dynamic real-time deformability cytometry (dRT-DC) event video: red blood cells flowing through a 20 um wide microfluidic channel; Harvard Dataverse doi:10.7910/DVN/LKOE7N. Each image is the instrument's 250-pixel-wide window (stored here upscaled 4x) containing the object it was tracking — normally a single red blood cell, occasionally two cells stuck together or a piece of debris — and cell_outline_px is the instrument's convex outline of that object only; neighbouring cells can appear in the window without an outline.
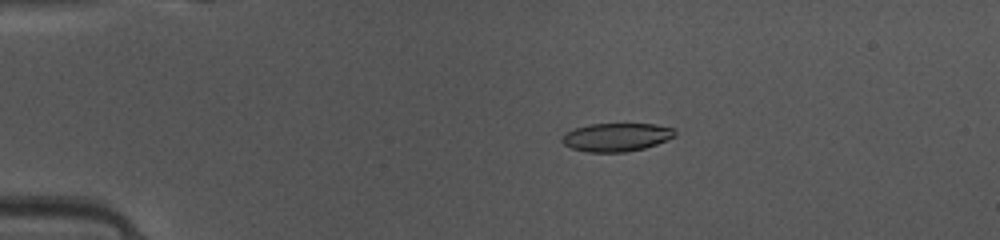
{"species": "common noctule bat (a hibernating species)", "species_latin": "Nyctalus noctula", "temperature_condition": "warm", "stored_images_in_passage": 49, "camera_frame_rate_fps": 3000, "um_per_image_px": 0.085, "animal": {"sex": "female", "body_mass_g": 10.0, "forearm_length_mm": 53.1}, "frame": {"image": 1, "passage_image": 11, "time_ms": 3.333, "image_size_px": [1000, 240], "cell_outline_px": [[676, 136], [668, 140], [644, 148], [624, 152], [588, 152], [572, 148], [564, 144], [560, 140], [564, 132], [576, 128], [592, 124], [656, 124], [672, 128], [676, 132]], "centroid_in_image_um": [52.4, 11.66], "position_along_channel_um": 32.6, "area_um2": 18.61}}
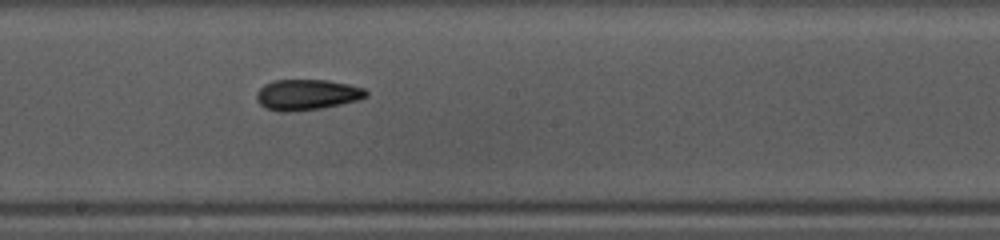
{"frame": {"image": 2, "passage_image": 28, "time_ms": 9.0, "image_size_px": [1000, 240], "cell_outline_px": [[368, 96], [360, 100], [320, 108], [288, 112], [280, 112], [264, 108], [256, 100], [256, 92], [264, 84], [276, 80], [328, 80], [348, 84], [364, 88], [368, 92]], "centroid_in_image_um": [26.08, 8.05], "position_along_channel_um": 222.1, "area_um2": 19.71}}
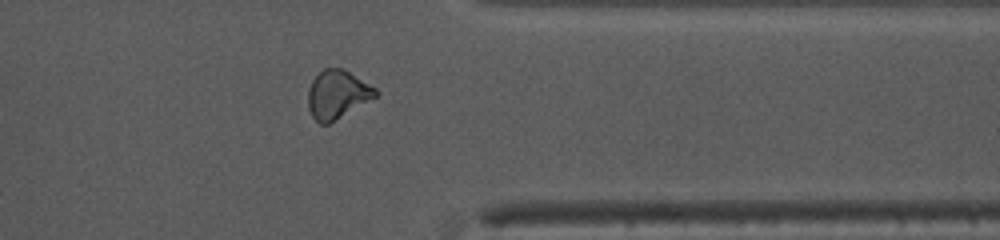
{"frame": {"image": 3, "passage_image": 40, "time_ms": 13.0, "image_size_px": [1000, 240], "cell_outline_px": [[380, 92], [376, 96], [328, 124], [320, 124], [312, 116], [308, 108], [308, 88], [312, 80], [324, 68], [340, 68], [348, 72], [376, 88]], "centroid_in_image_um": [28.64, 8.03], "position_along_channel_um": 382.8, "area_um2": 18.67}, "authors_computed_cell_mechanics": {"area_um2": 19.0162, "velocity_mm_per_s": 4.1408, "shape_relaxation_time_tau1_ms": 7.3389, "shape_relaxation_time_tau2_ms": 3.3755, "deformation_change_tau1": 0.1847, "deformation_change_tau2": 0.1095}}